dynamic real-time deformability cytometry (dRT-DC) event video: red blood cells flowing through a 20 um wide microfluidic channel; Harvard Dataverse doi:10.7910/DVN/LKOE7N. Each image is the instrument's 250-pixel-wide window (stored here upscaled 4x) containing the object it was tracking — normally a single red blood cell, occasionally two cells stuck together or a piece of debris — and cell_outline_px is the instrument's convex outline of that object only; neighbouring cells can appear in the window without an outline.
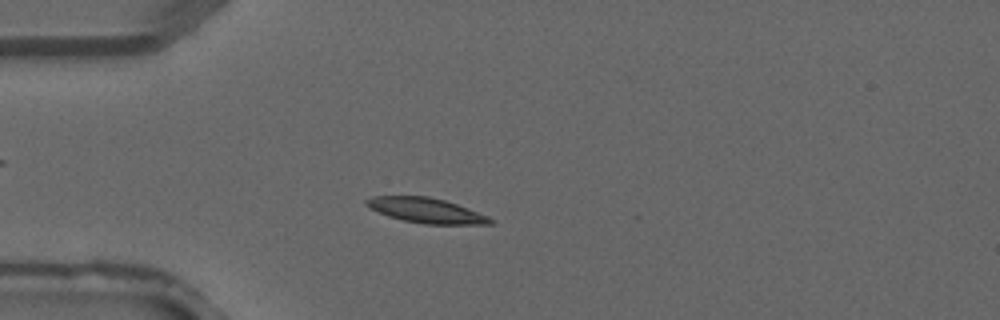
{"species": "common noctule bat (a hibernating species)", "species_latin": "Nyctalus noctula", "temperature_condition": "warm", "stored_images_in_passage": 5, "camera_frame_rate_fps": 3000, "um_per_image_px": 0.085, "animal": {"sex": "male", "forearm_length_mm": 52.5}, "frame": {"image": 1, "passage_image": 5, "time_ms": 1.333, "image_size_px": [1000, 320], "cell_outline_px": [[496, 224], [424, 224], [404, 220], [388, 216], [364, 204], [364, 200], [372, 196], [428, 196], [444, 200], [456, 204], [488, 216], [496, 220]], "centroid_in_image_um": [36.25, 17.89], "position_along_channel_um": 48.7, "area_um2": 17.92}}